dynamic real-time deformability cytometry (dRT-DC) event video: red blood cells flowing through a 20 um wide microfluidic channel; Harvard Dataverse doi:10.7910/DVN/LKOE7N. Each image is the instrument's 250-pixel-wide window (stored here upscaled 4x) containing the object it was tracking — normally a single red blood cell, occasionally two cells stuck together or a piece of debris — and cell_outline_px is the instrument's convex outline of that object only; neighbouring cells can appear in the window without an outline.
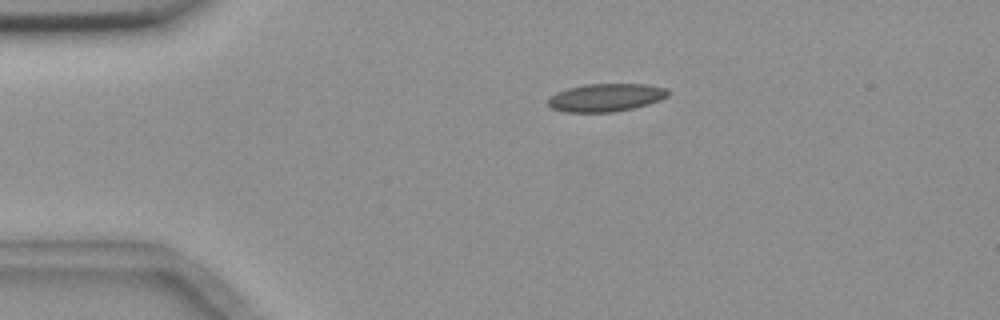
{"species": "common noctule bat (a hibernating species)", "species_latin": "Nyctalus noctula", "temperature_condition": "room temperature", "stored_images_in_passage": 6, "camera_frame_rate_fps": 3000, "um_per_image_px": 0.085, "animal": {"sex": "female", "body_mass_g": 18.4}, "frame": {"image": 1, "passage_image": 1, "time_ms": 0.0, "image_size_px": [1000, 320], "cell_outline_px": [[668, 96], [660, 100], [648, 104], [616, 112], [564, 112], [552, 108], [548, 104], [548, 100], [556, 92], [568, 88], [584, 84], [648, 84], [668, 88]], "centroid_in_image_um": [51.52, 8.29], "position_along_channel_um": 33.5, "area_um2": 19.59}}
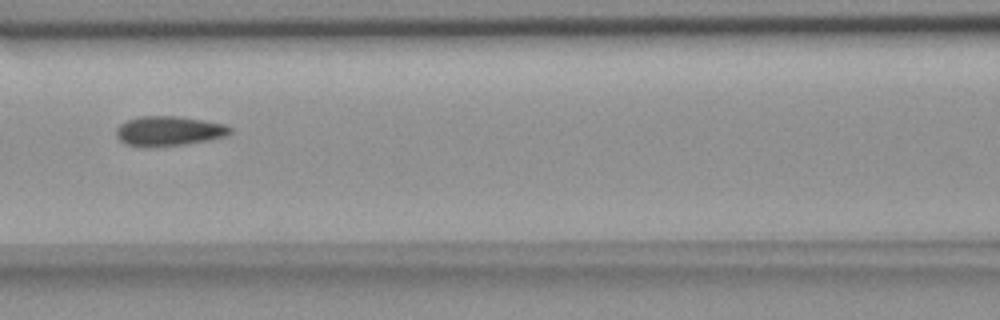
{"frame": {"image": 2, "passage_image": 5, "time_ms": 4.333, "image_size_px": [1000, 320], "cell_outline_px": [[232, 132], [228, 136], [208, 140], [184, 144], [124, 144], [116, 136], [116, 128], [120, 124], [128, 120], [140, 116], [176, 116], [224, 124], [232, 128]], "centroid_in_image_um": [14.39, 11.1], "position_along_channel_um": 152.2, "area_um2": 18.96}}
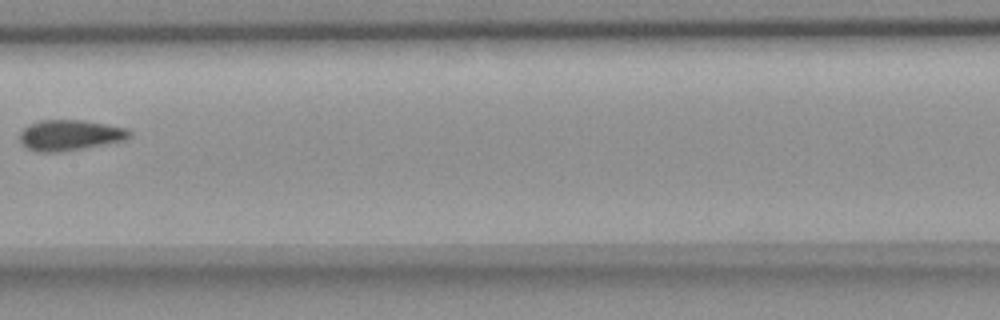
{"frame": {"image": 3, "passage_image": 6, "time_ms": 5.667, "image_size_px": [1000, 320], "cell_outline_px": [[132, 136], [124, 140], [84, 148], [60, 152], [36, 152], [20, 144], [20, 132], [28, 124], [40, 120], [84, 120], [128, 128], [132, 132]], "centroid_in_image_um": [5.93, 11.49], "position_along_channel_um": 201.5, "area_um2": 19.77}}